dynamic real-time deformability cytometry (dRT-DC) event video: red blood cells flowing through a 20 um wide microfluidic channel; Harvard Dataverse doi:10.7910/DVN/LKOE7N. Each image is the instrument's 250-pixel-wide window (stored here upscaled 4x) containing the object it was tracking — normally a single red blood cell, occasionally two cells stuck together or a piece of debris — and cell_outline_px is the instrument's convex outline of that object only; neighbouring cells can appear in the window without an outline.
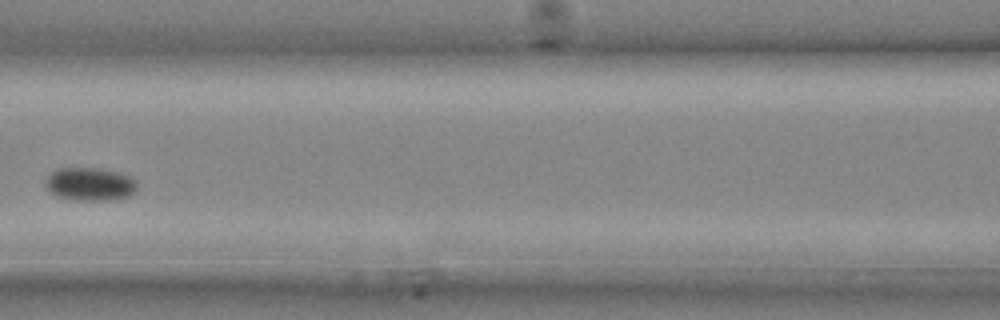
{"species": "common noctule bat (a hibernating species)", "species_latin": "Nyctalus noctula", "temperature_condition": "cold", "stored_images_in_passage": 16, "camera_frame_rate_fps": 3000, "um_per_image_px": 0.085, "animal": {"sex": "male", "body_mass_g": 20.4}, "frame": {"image": 1, "passage_image": 10, "time_ms": 3.0, "image_size_px": [1000, 320], "cell_outline_px": [[136, 192], [132, 196], [112, 200], [76, 200], [56, 196], [48, 188], [48, 176], [52, 172], [60, 168], [100, 168], [132, 176], [136, 180]], "centroid_in_image_um": [7.74, 15.66], "position_along_channel_um": 158.9, "area_um2": 17.63}}